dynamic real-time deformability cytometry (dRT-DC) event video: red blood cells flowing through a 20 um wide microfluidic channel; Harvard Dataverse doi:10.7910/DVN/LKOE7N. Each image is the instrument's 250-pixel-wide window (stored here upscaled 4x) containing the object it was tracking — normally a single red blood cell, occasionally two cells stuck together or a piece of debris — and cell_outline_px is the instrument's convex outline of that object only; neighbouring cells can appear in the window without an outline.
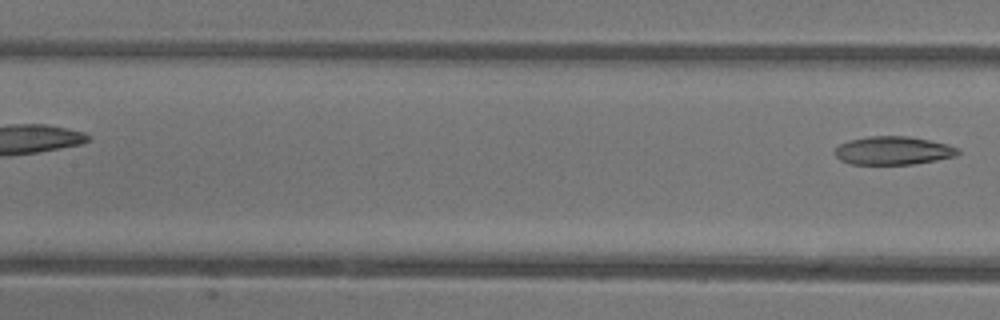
{"species": "common noctule bat (a hibernating species)", "species_latin": "Nyctalus noctula", "temperature_condition": "warm", "stored_images_in_passage": 4, "segment_of_instrument_passage": [2, 2], "camera_frame_rate_fps": 3000, "um_per_image_px": 0.085, "animal": {"sex": "female"}, "frame": {"image": 1, "passage_image": 4, "time_ms": 1.0, "image_size_px": [1000, 320], "cell_outline_px": [[960, 152], [956, 156], [936, 160], [912, 164], [852, 164], [840, 160], [832, 152], [840, 144], [848, 140], [868, 136], [908, 136], [948, 144], [960, 148]], "centroid_in_image_um": [75.91, 12.79], "position_along_channel_um": 131.5, "area_um2": 20.4}}